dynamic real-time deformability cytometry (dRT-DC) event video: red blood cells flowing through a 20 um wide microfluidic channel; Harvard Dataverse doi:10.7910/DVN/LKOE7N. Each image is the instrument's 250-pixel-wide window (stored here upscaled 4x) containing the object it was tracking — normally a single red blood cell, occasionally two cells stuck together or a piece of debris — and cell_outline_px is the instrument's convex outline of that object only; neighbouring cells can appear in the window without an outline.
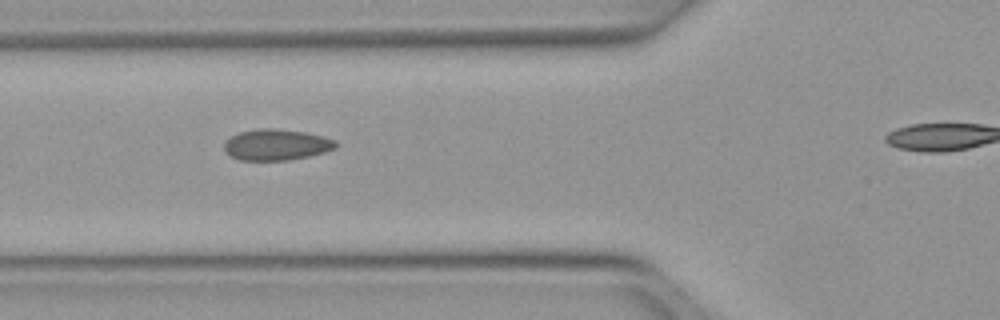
{"species": "Egyptian fruit bat (a non-hibernating species)", "species_latin": "Rousettus aegyptiacus", "temperature_condition": "warm", "stored_images_in_passage": 16, "camera_frame_rate_fps": 3000, "um_per_image_px": 0.085, "animal": {"sex": "female"}, "frame": {"image": 1, "passage_image": 3, "time_ms": 0.667, "image_size_px": [1000, 320], "cell_outline_px": [[340, 144], [336, 148], [324, 152], [308, 156], [288, 160], [240, 160], [224, 152], [224, 140], [240, 132], [260, 128], [276, 128], [308, 132], [324, 136], [336, 140]], "centroid_in_image_um": [23.52, 12.29], "position_along_channel_um": 102.3, "area_um2": 20.46}}